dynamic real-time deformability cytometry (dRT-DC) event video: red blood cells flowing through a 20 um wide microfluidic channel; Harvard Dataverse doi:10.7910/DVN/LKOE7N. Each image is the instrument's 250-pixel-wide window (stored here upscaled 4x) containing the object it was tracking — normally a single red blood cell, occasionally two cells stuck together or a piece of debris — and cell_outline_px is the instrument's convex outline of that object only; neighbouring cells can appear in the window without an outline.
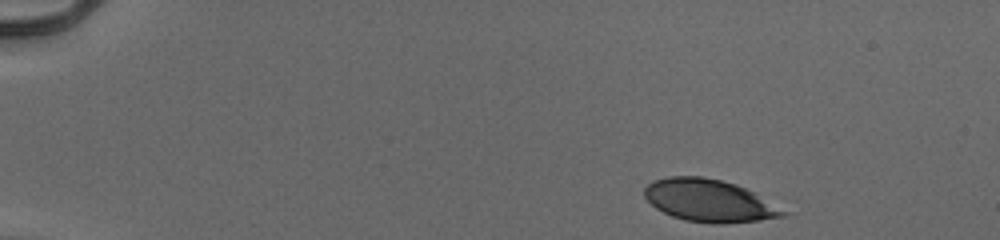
{"species": "human", "species_latin": "Homo sapiens", "temperature_condition": "cold", "stored_images_in_passage": 42, "camera_frame_rate_fps": 3000, "um_per_image_px": 0.085, "donor": {"sex": "male"}, "frame": {"image": 1, "passage_image": 1, "time_ms": 0.0, "image_size_px": [1000, 240], "cell_outline_px": [[792, 212], [784, 216], [760, 220], [720, 224], [716, 224], [684, 220], [672, 216], [656, 208], [644, 196], [644, 188], [652, 180], [668, 176], [700, 176], [720, 180], [736, 184]], "centroid_in_image_um": [60.29, 17.05], "position_along_channel_um": 24.7, "area_um2": 34.28}}
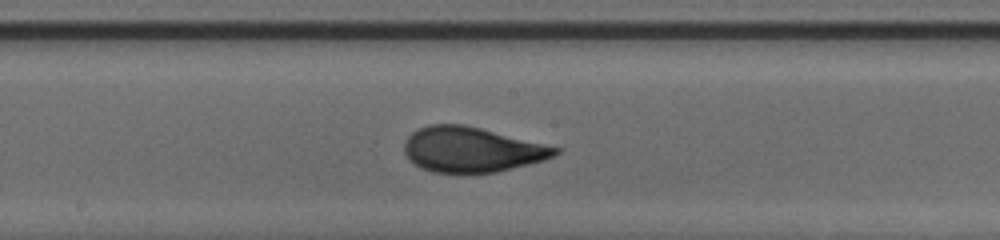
{"frame": {"image": 2, "passage_image": 24, "time_ms": 7.667, "image_size_px": [1000, 240], "cell_outline_px": [[564, 148], [560, 152], [544, 160], [496, 172], [432, 172], [420, 168], [408, 160], [404, 152], [404, 140], [412, 132], [428, 124], [464, 124]], "centroid_in_image_um": [40.09, 12.7], "position_along_channel_um": 208.1, "area_um2": 39.77}}
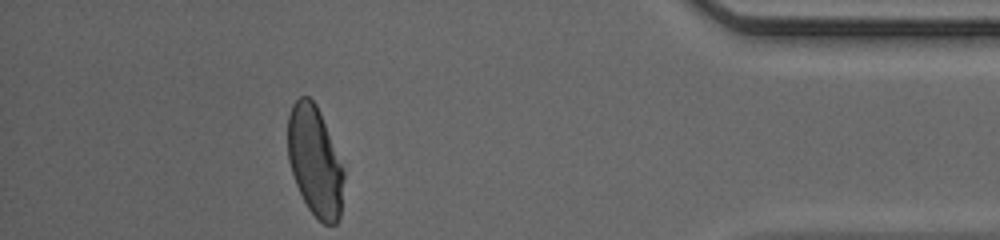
{"frame": {"image": 3, "passage_image": 42, "time_ms": 13.667, "image_size_px": [1000, 240], "cell_outline_px": [[344, 180], [340, 216], [336, 224], [324, 224], [308, 208], [296, 184], [288, 160], [288, 116], [292, 104], [300, 96], [308, 96], [316, 104], [320, 112], [344, 172]], "centroid_in_image_um": [26.75, 13.7], "position_along_channel_um": 408.4, "area_um2": 35.37}, "authors_computed_cell_mechanics": {"area_um2": 38.2636, "velocity_mm_per_s": 3.9639, "shape_relaxation_time_tau1_ms": 4.2549, "shape_relaxation_time_tau2_ms": null, "deformation_change_tau1": 0.174, "deformation_change_tau2": null}}